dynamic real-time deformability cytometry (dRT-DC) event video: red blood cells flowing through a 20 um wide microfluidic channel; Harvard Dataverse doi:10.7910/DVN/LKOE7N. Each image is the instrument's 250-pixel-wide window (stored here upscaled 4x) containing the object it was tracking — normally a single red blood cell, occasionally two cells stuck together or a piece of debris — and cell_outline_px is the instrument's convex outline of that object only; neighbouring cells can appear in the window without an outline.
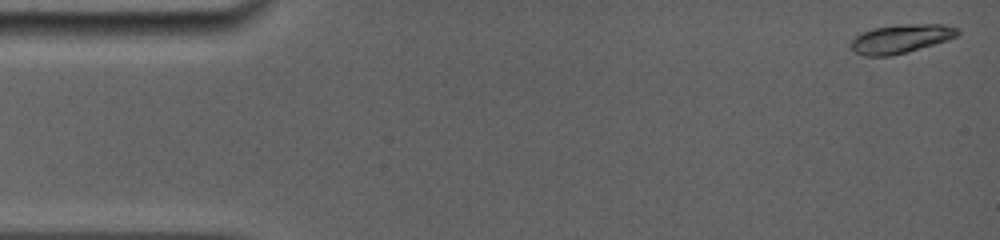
{"species": "common noctule bat (a hibernating species)", "species_latin": "Nyctalus noctula", "temperature_condition": "room temperature", "stored_images_in_passage": 38, "camera_frame_rate_fps": 5000, "um_per_image_px": 0.085, "animal": {"sex": "female", "body_mass_g": 19.0, "forearm_length_mm": 56.7}, "frame": {"image": 1, "passage_image": 1, "time_ms": 0.0, "image_size_px": [1000, 240], "cell_outline_px": [[960, 32], [956, 36], [948, 40], [892, 56], [864, 56], [856, 52], [848, 44], [856, 36], [872, 28], [904, 24], [944, 24], [960, 28]], "centroid_in_image_um": [76.59, 3.29], "position_along_channel_um": 8.4, "area_um2": 17.86}}
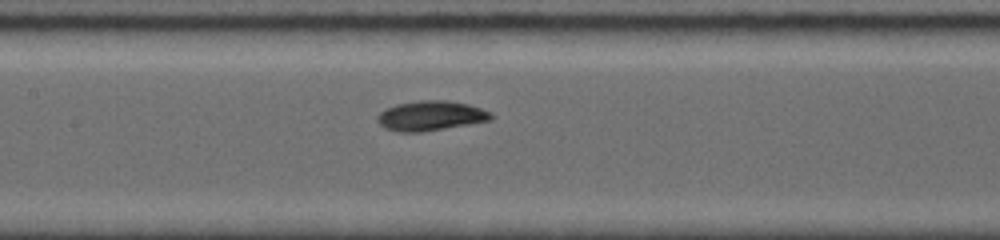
{"frame": {"image": 2, "passage_image": 17, "time_ms": 7.2, "image_size_px": [1000, 240], "cell_outline_px": [[496, 116], [492, 120], [420, 132], [396, 132], [384, 128], [376, 120], [376, 116], [384, 108], [396, 104], [420, 100], [444, 100], [468, 104], [492, 112]], "centroid_in_image_um": [36.59, 9.84], "position_along_channel_um": 170.8, "area_um2": 19.88}}
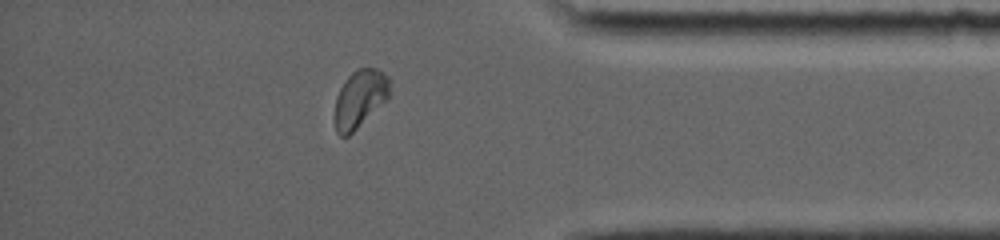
{"frame": {"image": 3, "passage_image": 33, "time_ms": 13.4, "image_size_px": [1000, 240], "cell_outline_px": [[392, 80], [388, 96], [348, 136], [340, 136], [336, 132], [336, 96], [340, 88], [348, 76], [356, 68], [376, 68], [388, 76]], "centroid_in_image_um": [30.59, 8.33], "position_along_channel_um": 404.6, "area_um2": 17.92}, "authors_computed_cell_mechanics": {"area_um2": 18.6694, "velocity_mm_per_s": 3.9373, "shape_relaxation_time_tau1_ms": 2.8805, "shape_relaxation_time_tau2_ms": null, "deformation_change_tau1": 0.1466, "deformation_change_tau2": null}}